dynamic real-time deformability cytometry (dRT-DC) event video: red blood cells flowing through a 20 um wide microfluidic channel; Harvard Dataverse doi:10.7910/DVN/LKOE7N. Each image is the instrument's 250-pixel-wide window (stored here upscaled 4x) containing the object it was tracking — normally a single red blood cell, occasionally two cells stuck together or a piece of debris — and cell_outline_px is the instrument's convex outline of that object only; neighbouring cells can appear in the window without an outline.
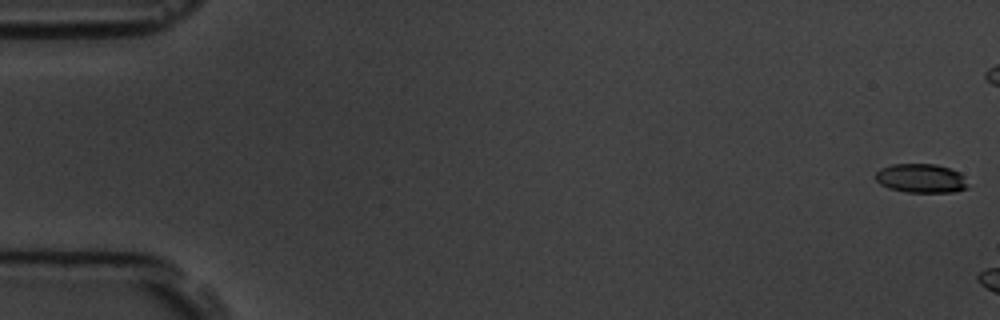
{"species": "common noctule bat (a hibernating species)", "species_latin": "Nyctalus noctula", "temperature_condition": "room temperature", "stored_images_in_passage": 3, "camera_frame_rate_fps": 3000, "um_per_image_px": 0.085, "animal": {"sex": "male", "body_mass_g": 19.5, "forearm_length_mm": 54.6}, "frame": {"image": 1, "passage_image": 1, "time_ms": 0.0, "image_size_px": [1000, 320], "cell_outline_px": [[968, 188], [956, 192], [908, 192], [888, 188], [880, 184], [872, 176], [880, 168], [892, 164], [936, 164], [960, 172], [964, 176], [968, 184]], "centroid_in_image_um": [78.28, 15.16], "position_along_channel_um": 6.7, "area_um2": 15.84}}